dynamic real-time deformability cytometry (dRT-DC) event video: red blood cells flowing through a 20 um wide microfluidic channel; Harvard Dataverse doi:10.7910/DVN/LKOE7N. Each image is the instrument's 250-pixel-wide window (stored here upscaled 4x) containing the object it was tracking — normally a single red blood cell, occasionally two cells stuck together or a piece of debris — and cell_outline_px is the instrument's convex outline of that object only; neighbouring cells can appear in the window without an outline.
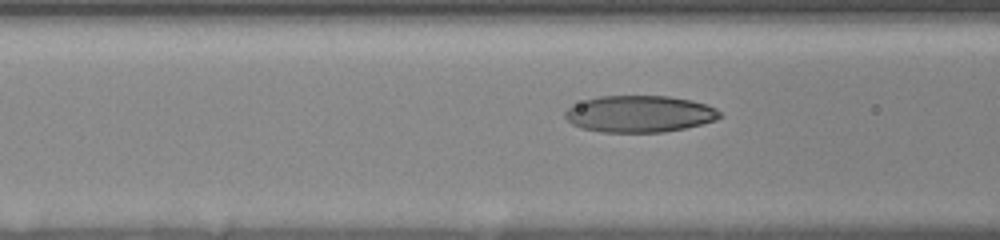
{"species": "human", "species_latin": "Homo sapiens", "temperature_condition": "room temperature", "stored_images_in_passage": 43, "camera_frame_rate_fps": 3000, "um_per_image_px": 0.085, "donor": {"sex": "female"}, "frame": {"image": 1, "passage_image": 17, "time_ms": 5.333, "image_size_px": [1000, 240], "cell_outline_px": [[724, 116], [716, 120], [684, 128], [664, 132], [604, 132], [580, 128], [572, 124], [564, 116], [564, 112], [568, 108], [584, 100], [600, 96], [668, 96], [692, 100], [708, 104], [716, 108]], "centroid_in_image_um": [54.38, 9.68], "position_along_channel_um": 112.2, "area_um2": 33.18}}
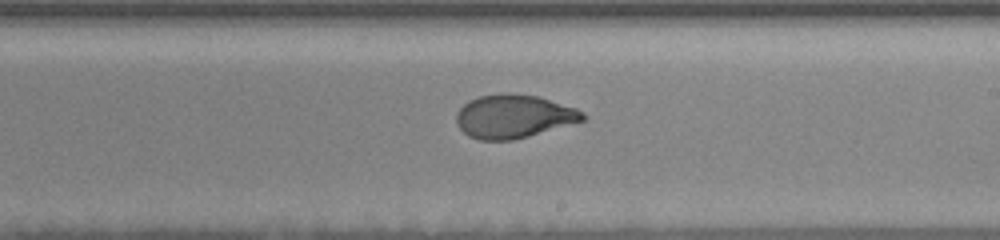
{"frame": {"image": 2, "passage_image": 28, "time_ms": 9.0, "image_size_px": [1000, 240], "cell_outline_px": [[588, 116], [584, 120], [528, 136], [512, 140], [480, 140], [468, 136], [456, 124], [456, 112], [468, 100], [480, 96], [504, 92], [508, 92], [540, 96], [576, 108], [584, 112]], "centroid_in_image_um": [43.65, 9.87], "position_along_channel_um": 245.3, "area_um2": 32.19}}
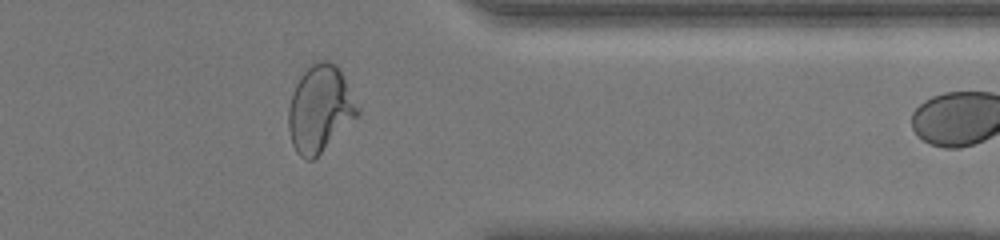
{"frame": {"image": 3, "passage_image": 40, "time_ms": 13.0, "image_size_px": [1000, 240], "cell_outline_px": [[360, 112], [312, 160], [308, 160], [300, 156], [296, 152], [292, 144], [288, 128], [288, 108], [292, 92], [300, 76], [316, 60], [328, 60], [336, 64], [360, 108]], "centroid_in_image_um": [27.16, 9.22], "position_along_channel_um": 384.2, "area_um2": 34.28}}